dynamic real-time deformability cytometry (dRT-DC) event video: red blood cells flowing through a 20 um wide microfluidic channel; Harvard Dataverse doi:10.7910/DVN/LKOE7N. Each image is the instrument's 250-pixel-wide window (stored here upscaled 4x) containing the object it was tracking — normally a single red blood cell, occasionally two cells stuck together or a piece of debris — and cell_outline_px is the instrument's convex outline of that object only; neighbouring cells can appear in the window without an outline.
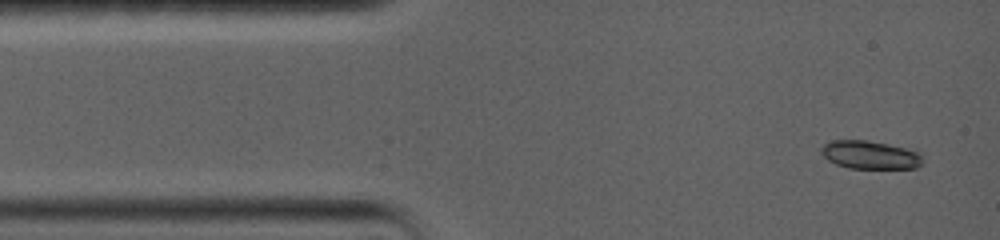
{"species": "common noctule bat (a hibernating species)", "species_latin": "Nyctalus noctula", "temperature_condition": "warm", "stored_images_in_passage": 4, "camera_frame_rate_fps": 5000, "um_per_image_px": 0.085, "animal": {"sex": "female", "body_mass_g": 19.0, "forearm_length_mm": 56.7}, "frame": {"image": 1, "passage_image": 1, "time_ms": 0.0, "image_size_px": [1000, 240], "cell_outline_px": [[920, 164], [916, 168], [848, 168], [836, 164], [828, 160], [820, 152], [820, 148], [828, 140], [868, 140], [916, 148], [920, 156]], "centroid_in_image_um": [73.95, 13.13], "position_along_channel_um": 11.0, "area_um2": 16.99}}
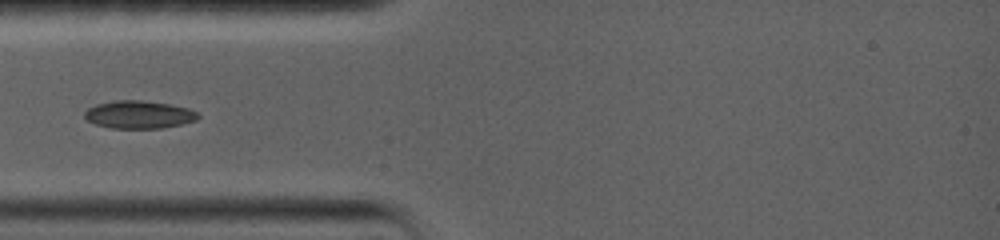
{"frame": {"image": 2, "passage_image": 4, "time_ms": 3.4, "image_size_px": [1000, 240], "cell_outline_px": [[200, 116], [196, 120], [180, 124], [160, 128], [112, 128], [96, 124], [88, 120], [84, 116], [84, 112], [88, 108], [96, 104], [116, 100], [140, 100], [168, 104], [188, 108], [196, 112]], "centroid_in_image_um": [11.79, 9.73], "position_along_channel_um": 73.2, "area_um2": 18.15}}